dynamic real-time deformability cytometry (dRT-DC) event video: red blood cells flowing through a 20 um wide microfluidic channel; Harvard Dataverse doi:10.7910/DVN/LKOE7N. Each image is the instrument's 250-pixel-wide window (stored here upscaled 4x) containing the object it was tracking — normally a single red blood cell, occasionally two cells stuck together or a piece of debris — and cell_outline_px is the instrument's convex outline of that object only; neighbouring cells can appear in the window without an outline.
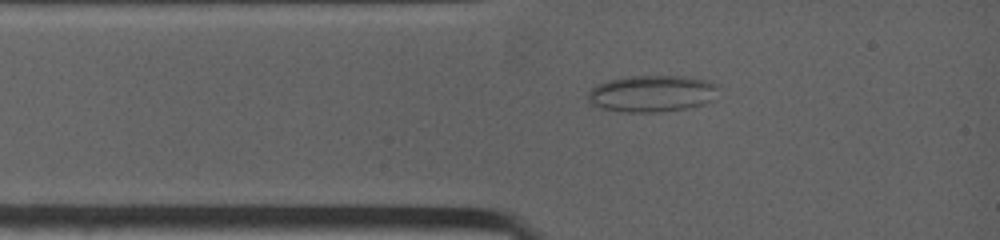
{"species": "common noctule bat (a hibernating species)", "species_latin": "Nyctalus noctula", "temperature_condition": "warm", "stored_images_in_passage": 48, "camera_frame_rate_fps": 4500, "um_per_image_px": 0.085, "animal": {"sex": "female", "body_mass_g": 19.0, "forearm_length_mm": 53.3}, "frame": {"image": 1, "passage_image": 9, "time_ms": 1.333, "image_size_px": [1000, 240], "cell_outline_px": [[720, 84], [712, 100], [704, 104], [688, 108], [656, 112], [624, 112], [600, 108], [592, 104], [588, 100], [588, 92], [596, 84], [608, 80], [632, 76], [684, 76], [708, 80]], "centroid_in_image_um": [55.43, 7.95], "position_along_channel_um": 29.6, "area_um2": 28.03}}
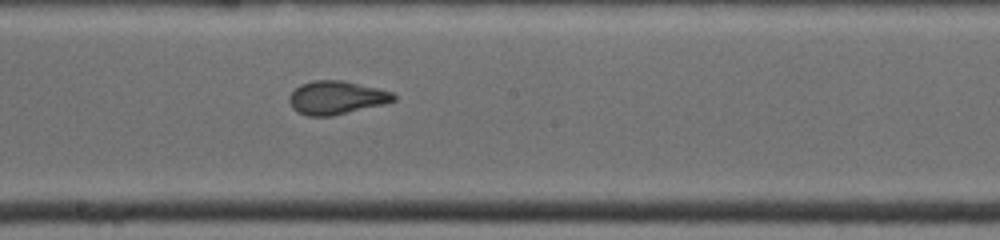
{"frame": {"image": 2, "passage_image": 27, "time_ms": 6.222, "image_size_px": [1000, 240], "cell_outline_px": [[396, 100], [384, 104], [332, 116], [308, 116], [296, 112], [292, 108], [288, 100], [288, 96], [300, 84], [312, 80], [344, 80], [392, 92], [396, 96]], "centroid_in_image_um": [28.56, 8.3], "position_along_channel_um": 219.6, "area_um2": 20.4}}
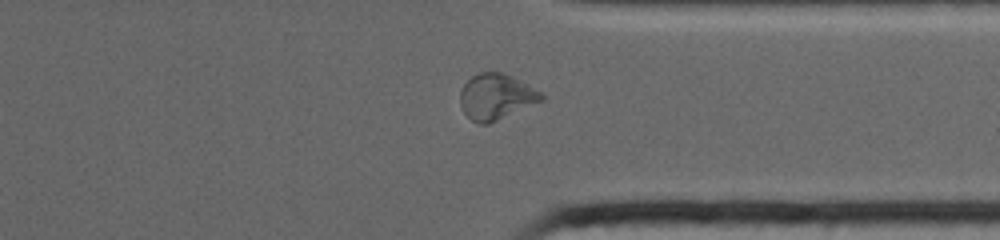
{"frame": {"image": 3, "passage_image": 41, "time_ms": 10.0, "image_size_px": [1000, 240], "cell_outline_px": [[544, 100], [488, 124], [476, 124], [464, 112], [460, 104], [460, 92], [464, 84], [472, 76], [480, 72], [504, 72], [512, 76], [540, 92], [544, 96]], "centroid_in_image_um": [42.15, 8.22], "position_along_channel_um": 369.2, "area_um2": 21.5}}